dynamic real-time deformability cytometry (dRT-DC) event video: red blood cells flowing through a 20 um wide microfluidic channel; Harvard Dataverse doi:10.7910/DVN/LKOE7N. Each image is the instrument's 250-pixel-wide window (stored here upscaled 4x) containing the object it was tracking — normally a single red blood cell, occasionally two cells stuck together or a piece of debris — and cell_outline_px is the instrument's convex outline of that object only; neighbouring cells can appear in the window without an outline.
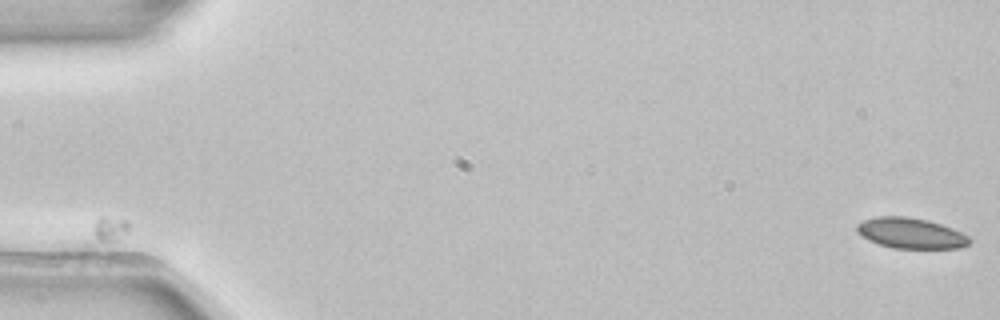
{"species": "common noctule bat (a hibernating species)", "species_latin": "Nyctalus noctula", "temperature_condition": "room temperature", "stored_images_in_passage": 3, "camera_frame_rate_fps": 3000, "um_per_image_px": 0.085, "animal": {"sex": "female", "body_mass_g": 22.7, "forearm_length_mm": 54.2}, "frame": {"image": 1, "passage_image": 1, "time_ms": 0.0, "image_size_px": [1000, 320], "cell_outline_px": [[972, 240], [968, 244], [960, 248], [892, 248], [868, 240], [856, 232], [856, 224], [864, 220], [876, 216], [908, 216], [928, 220], [952, 228], [968, 236]], "centroid_in_image_um": [77.39, 19.81], "position_along_channel_um": 7.6, "area_um2": 20.11}}
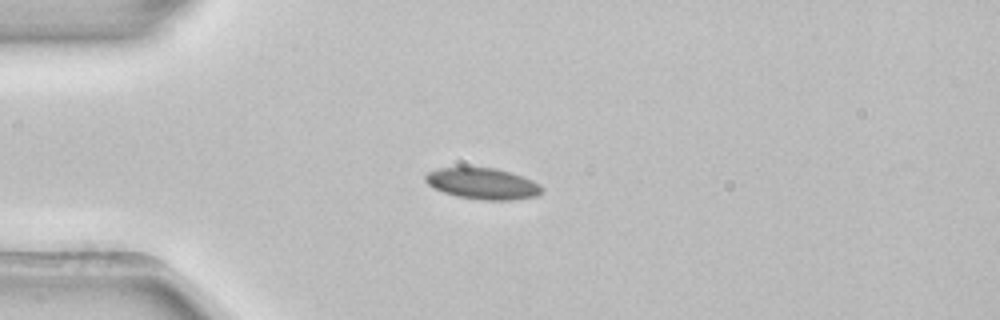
{"frame": {"image": 2, "passage_image": 3, "time_ms": 0.667, "image_size_px": [1000, 320], "cell_outline_px": [[544, 188], [536, 196], [512, 200], [484, 200], [456, 196], [444, 192], [428, 184], [424, 180], [424, 176], [428, 172], [440, 168], [496, 168], [512, 172], [532, 180], [540, 184]], "centroid_in_image_um": [41.05, 15.61], "position_along_channel_um": 43.9, "area_um2": 21.04}}